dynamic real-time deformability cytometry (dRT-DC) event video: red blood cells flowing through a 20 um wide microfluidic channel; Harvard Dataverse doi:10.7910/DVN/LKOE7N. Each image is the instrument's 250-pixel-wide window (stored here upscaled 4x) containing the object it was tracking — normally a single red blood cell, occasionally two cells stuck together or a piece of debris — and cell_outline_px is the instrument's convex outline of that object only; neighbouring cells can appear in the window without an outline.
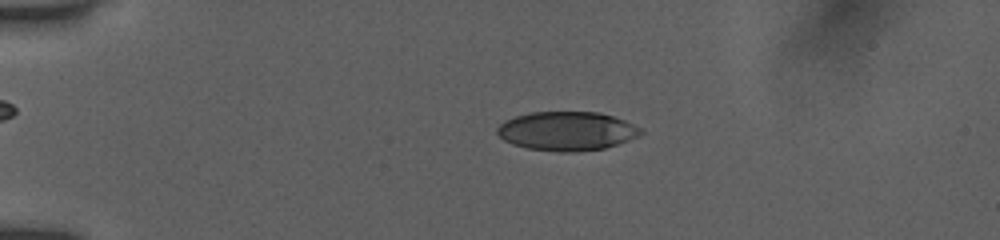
{"species": "human", "species_latin": "Homo sapiens", "temperature_condition": "room temperature", "stored_images_in_passage": 14, "camera_frame_rate_fps": 3000, "um_per_image_px": 0.085, "donor": {"sex": "female"}, "frame": {"image": 1, "passage_image": 7, "time_ms": 2.0, "image_size_px": [1000, 240], "cell_outline_px": [[644, 132], [628, 140], [604, 148], [576, 152], [560, 152], [528, 148], [512, 144], [504, 140], [496, 132], [496, 128], [504, 120], [528, 112], [600, 112], [624, 120], [640, 128]], "centroid_in_image_um": [48.14, 11.13], "position_along_channel_um": 36.9, "area_um2": 32.48}}
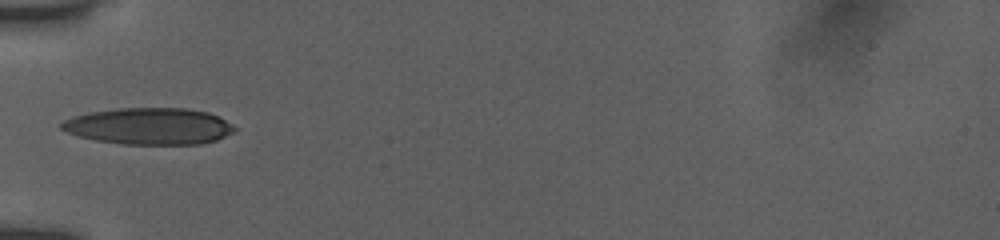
{"frame": {"image": 2, "passage_image": 11, "time_ms": 3.333, "image_size_px": [1000, 240], "cell_outline_px": [[236, 128], [232, 132], [216, 140], [200, 144], [120, 144], [96, 140], [80, 136], [68, 132], [60, 128], [60, 124], [64, 120], [72, 116], [92, 112], [116, 108], [184, 108], [208, 112], [232, 124]], "centroid_in_image_um": [12.66, 10.72], "position_along_channel_um": 72.3, "area_um2": 36.7}}
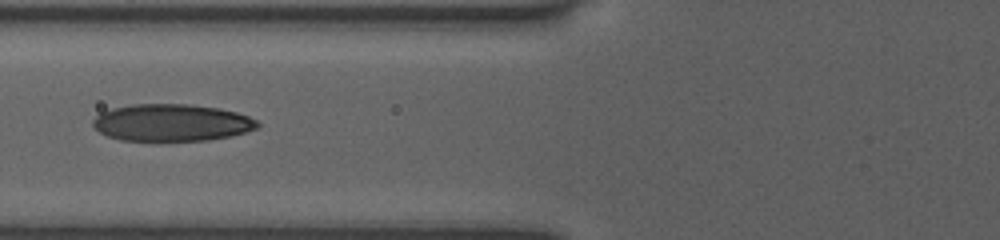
{"frame": {"image": 3, "passage_image": 13, "time_ms": 4.0, "image_size_px": [1000, 240], "cell_outline_px": [[260, 124], [256, 128], [244, 132], [228, 136], [204, 140], [120, 140], [108, 136], [100, 132], [92, 124], [92, 120], [100, 112], [112, 108], [132, 104], [188, 104], [220, 108], [236, 112], [248, 116], [256, 120]], "centroid_in_image_um": [14.56, 10.41], "position_along_channel_um": 111.2, "area_um2": 35.32}}